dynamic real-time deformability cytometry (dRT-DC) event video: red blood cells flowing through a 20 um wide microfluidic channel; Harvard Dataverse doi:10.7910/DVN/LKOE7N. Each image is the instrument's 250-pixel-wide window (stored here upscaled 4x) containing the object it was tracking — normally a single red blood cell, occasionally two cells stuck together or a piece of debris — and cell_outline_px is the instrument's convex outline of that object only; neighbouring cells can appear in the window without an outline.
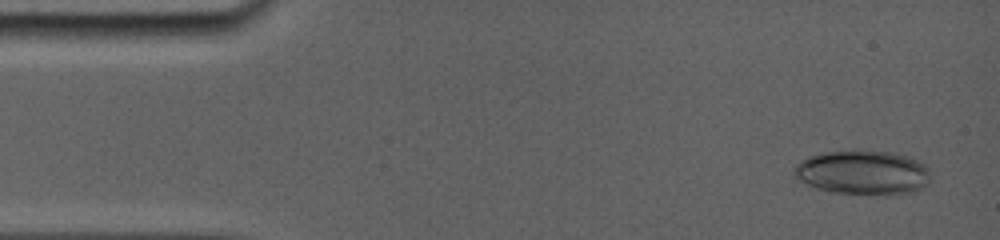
{"species": "common noctule bat (a hibernating species)", "species_latin": "Nyctalus noctula", "temperature_condition": "room temperature", "stored_images_in_passage": 36, "camera_frame_rate_fps": 5000, "um_per_image_px": 0.085, "animal": {"sex": "female", "body_mass_g": 19.0, "forearm_length_mm": 56.7}, "frame": {"image": 1, "passage_image": 4, "time_ms": 0.6, "image_size_px": [1000, 240], "cell_outline_px": [[924, 184], [916, 188], [904, 192], [836, 192], [820, 188], [808, 184], [800, 180], [796, 176], [796, 168], [804, 160], [816, 156], [840, 152], [856, 152], [892, 156], [908, 160], [924, 168]], "centroid_in_image_um": [73.16, 14.7], "position_along_channel_um": 11.8, "area_um2": 30.58}}
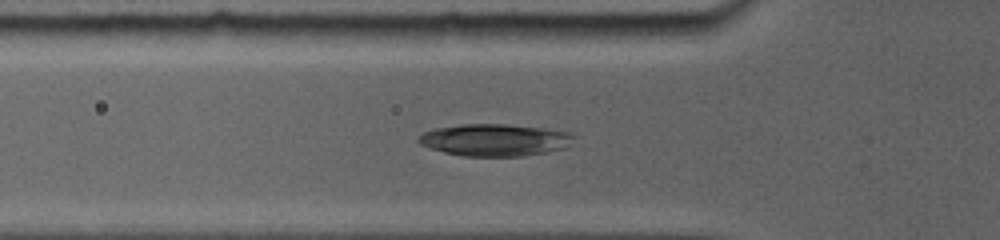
{"frame": {"image": 2, "passage_image": 27, "time_ms": 5.2, "image_size_px": [1000, 240], "cell_outline_px": [[572, 136], [560, 148], [544, 152], [520, 156], [464, 156], [444, 152], [420, 144], [416, 140], [424, 132], [436, 128], [464, 124], [504, 124], [536, 128], [564, 132]], "centroid_in_image_um": [41.89, 11.9], "position_along_channel_um": 83.9, "area_um2": 27.86}}
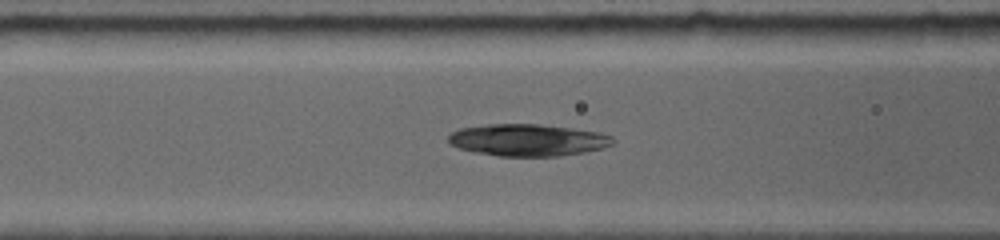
{"frame": {"image": 3, "passage_image": 33, "time_ms": 6.2, "image_size_px": [1000, 240], "cell_outline_px": [[612, 144], [600, 148], [580, 152], [556, 156], [500, 156], [460, 148], [452, 144], [448, 140], [448, 136], [452, 132], [460, 128], [492, 124], [536, 124], [596, 132], [608, 136], [612, 140]], "centroid_in_image_um": [44.79, 11.9], "position_along_channel_um": 121.8, "area_um2": 29.59}}